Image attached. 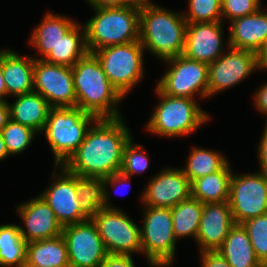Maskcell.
I'll list each match as a JSON object with an SVG mask.
<instances>
[{
    "label": "cell",
    "mask_w": 267,
    "mask_h": 267,
    "mask_svg": "<svg viewBox=\"0 0 267 267\" xmlns=\"http://www.w3.org/2000/svg\"><path fill=\"white\" fill-rule=\"evenodd\" d=\"M122 118H98L64 167L80 177L105 178L119 172L125 145L133 137Z\"/></svg>",
    "instance_id": "6da1fadb"
},
{
    "label": "cell",
    "mask_w": 267,
    "mask_h": 267,
    "mask_svg": "<svg viewBox=\"0 0 267 267\" xmlns=\"http://www.w3.org/2000/svg\"><path fill=\"white\" fill-rule=\"evenodd\" d=\"M183 13L170 11L151 0L140 6L139 41L162 62L183 54L188 24Z\"/></svg>",
    "instance_id": "7a4b0ae2"
},
{
    "label": "cell",
    "mask_w": 267,
    "mask_h": 267,
    "mask_svg": "<svg viewBox=\"0 0 267 267\" xmlns=\"http://www.w3.org/2000/svg\"><path fill=\"white\" fill-rule=\"evenodd\" d=\"M72 68L76 107L97 118H120L119 104L124 97L109 82L93 53H88Z\"/></svg>",
    "instance_id": "3957f363"
},
{
    "label": "cell",
    "mask_w": 267,
    "mask_h": 267,
    "mask_svg": "<svg viewBox=\"0 0 267 267\" xmlns=\"http://www.w3.org/2000/svg\"><path fill=\"white\" fill-rule=\"evenodd\" d=\"M92 9L95 15L84 25L89 53L139 40L140 6Z\"/></svg>",
    "instance_id": "277c9868"
},
{
    "label": "cell",
    "mask_w": 267,
    "mask_h": 267,
    "mask_svg": "<svg viewBox=\"0 0 267 267\" xmlns=\"http://www.w3.org/2000/svg\"><path fill=\"white\" fill-rule=\"evenodd\" d=\"M154 89L160 101L146 123L149 133L165 138L185 137L210 120L197 100L166 95L156 85Z\"/></svg>",
    "instance_id": "5b68a950"
},
{
    "label": "cell",
    "mask_w": 267,
    "mask_h": 267,
    "mask_svg": "<svg viewBox=\"0 0 267 267\" xmlns=\"http://www.w3.org/2000/svg\"><path fill=\"white\" fill-rule=\"evenodd\" d=\"M97 119L78 107L50 108L41 133L51 147L55 166H64L70 160Z\"/></svg>",
    "instance_id": "8992f818"
},
{
    "label": "cell",
    "mask_w": 267,
    "mask_h": 267,
    "mask_svg": "<svg viewBox=\"0 0 267 267\" xmlns=\"http://www.w3.org/2000/svg\"><path fill=\"white\" fill-rule=\"evenodd\" d=\"M144 52L140 41L98 49L99 60L109 82L126 97L145 76Z\"/></svg>",
    "instance_id": "52a82bcc"
},
{
    "label": "cell",
    "mask_w": 267,
    "mask_h": 267,
    "mask_svg": "<svg viewBox=\"0 0 267 267\" xmlns=\"http://www.w3.org/2000/svg\"><path fill=\"white\" fill-rule=\"evenodd\" d=\"M142 216L143 224L139 227L147 263L152 267L171 266L177 247L171 208L145 206Z\"/></svg>",
    "instance_id": "ba28073f"
},
{
    "label": "cell",
    "mask_w": 267,
    "mask_h": 267,
    "mask_svg": "<svg viewBox=\"0 0 267 267\" xmlns=\"http://www.w3.org/2000/svg\"><path fill=\"white\" fill-rule=\"evenodd\" d=\"M169 67L156 86L166 95L195 99L208 98V64L183 54L164 61Z\"/></svg>",
    "instance_id": "9c48e42d"
},
{
    "label": "cell",
    "mask_w": 267,
    "mask_h": 267,
    "mask_svg": "<svg viewBox=\"0 0 267 267\" xmlns=\"http://www.w3.org/2000/svg\"><path fill=\"white\" fill-rule=\"evenodd\" d=\"M91 219L108 254H142L140 227L124 210L103 208Z\"/></svg>",
    "instance_id": "30bf717a"
},
{
    "label": "cell",
    "mask_w": 267,
    "mask_h": 267,
    "mask_svg": "<svg viewBox=\"0 0 267 267\" xmlns=\"http://www.w3.org/2000/svg\"><path fill=\"white\" fill-rule=\"evenodd\" d=\"M229 206L235 224L267 213V174L260 171L248 174L232 173Z\"/></svg>",
    "instance_id": "8fae6325"
},
{
    "label": "cell",
    "mask_w": 267,
    "mask_h": 267,
    "mask_svg": "<svg viewBox=\"0 0 267 267\" xmlns=\"http://www.w3.org/2000/svg\"><path fill=\"white\" fill-rule=\"evenodd\" d=\"M226 51L208 64V98L239 85L251 73L261 70L256 53L230 46Z\"/></svg>",
    "instance_id": "7c38bea8"
},
{
    "label": "cell",
    "mask_w": 267,
    "mask_h": 267,
    "mask_svg": "<svg viewBox=\"0 0 267 267\" xmlns=\"http://www.w3.org/2000/svg\"><path fill=\"white\" fill-rule=\"evenodd\" d=\"M33 91L43 96L51 107H76L70 66L34 59Z\"/></svg>",
    "instance_id": "4fadbf2b"
},
{
    "label": "cell",
    "mask_w": 267,
    "mask_h": 267,
    "mask_svg": "<svg viewBox=\"0 0 267 267\" xmlns=\"http://www.w3.org/2000/svg\"><path fill=\"white\" fill-rule=\"evenodd\" d=\"M62 236L67 244L70 267H98L108 255L91 218L64 226Z\"/></svg>",
    "instance_id": "5bb4252c"
},
{
    "label": "cell",
    "mask_w": 267,
    "mask_h": 267,
    "mask_svg": "<svg viewBox=\"0 0 267 267\" xmlns=\"http://www.w3.org/2000/svg\"><path fill=\"white\" fill-rule=\"evenodd\" d=\"M57 168L60 169L58 173ZM51 180L52 184L39 195L54 211L58 222L64 227L87 220L78 203L76 175L64 166H54Z\"/></svg>",
    "instance_id": "9a60e30c"
},
{
    "label": "cell",
    "mask_w": 267,
    "mask_h": 267,
    "mask_svg": "<svg viewBox=\"0 0 267 267\" xmlns=\"http://www.w3.org/2000/svg\"><path fill=\"white\" fill-rule=\"evenodd\" d=\"M147 182L142 192L144 206L172 208L191 196V183L181 168H164Z\"/></svg>",
    "instance_id": "2e32d148"
},
{
    "label": "cell",
    "mask_w": 267,
    "mask_h": 267,
    "mask_svg": "<svg viewBox=\"0 0 267 267\" xmlns=\"http://www.w3.org/2000/svg\"><path fill=\"white\" fill-rule=\"evenodd\" d=\"M223 25L222 21L187 24L183 55L207 64L216 61L225 52L224 45L229 47L228 39L223 44Z\"/></svg>",
    "instance_id": "e0dca14e"
},
{
    "label": "cell",
    "mask_w": 267,
    "mask_h": 267,
    "mask_svg": "<svg viewBox=\"0 0 267 267\" xmlns=\"http://www.w3.org/2000/svg\"><path fill=\"white\" fill-rule=\"evenodd\" d=\"M16 208L25 227L19 225L20 233L27 243L62 235L63 226L40 195L19 204Z\"/></svg>",
    "instance_id": "ac0fdd59"
},
{
    "label": "cell",
    "mask_w": 267,
    "mask_h": 267,
    "mask_svg": "<svg viewBox=\"0 0 267 267\" xmlns=\"http://www.w3.org/2000/svg\"><path fill=\"white\" fill-rule=\"evenodd\" d=\"M234 224L228 201L205 203L196 239L199 252L218 250Z\"/></svg>",
    "instance_id": "d6986e66"
},
{
    "label": "cell",
    "mask_w": 267,
    "mask_h": 267,
    "mask_svg": "<svg viewBox=\"0 0 267 267\" xmlns=\"http://www.w3.org/2000/svg\"><path fill=\"white\" fill-rule=\"evenodd\" d=\"M229 24V46L258 55L267 40V12L261 8L253 14L236 18Z\"/></svg>",
    "instance_id": "ffe728a7"
},
{
    "label": "cell",
    "mask_w": 267,
    "mask_h": 267,
    "mask_svg": "<svg viewBox=\"0 0 267 267\" xmlns=\"http://www.w3.org/2000/svg\"><path fill=\"white\" fill-rule=\"evenodd\" d=\"M2 74L7 88V97L33 92V56H21L12 48L3 49Z\"/></svg>",
    "instance_id": "44dd1931"
},
{
    "label": "cell",
    "mask_w": 267,
    "mask_h": 267,
    "mask_svg": "<svg viewBox=\"0 0 267 267\" xmlns=\"http://www.w3.org/2000/svg\"><path fill=\"white\" fill-rule=\"evenodd\" d=\"M31 32L29 44L36 49L38 57L44 59L60 42L63 37L78 23L65 15L54 14L48 11L46 15ZM38 51V52H37Z\"/></svg>",
    "instance_id": "7402d4cb"
},
{
    "label": "cell",
    "mask_w": 267,
    "mask_h": 267,
    "mask_svg": "<svg viewBox=\"0 0 267 267\" xmlns=\"http://www.w3.org/2000/svg\"><path fill=\"white\" fill-rule=\"evenodd\" d=\"M14 99V103H9L10 119L41 133L51 108L47 100L34 91L15 96Z\"/></svg>",
    "instance_id": "603a6c76"
},
{
    "label": "cell",
    "mask_w": 267,
    "mask_h": 267,
    "mask_svg": "<svg viewBox=\"0 0 267 267\" xmlns=\"http://www.w3.org/2000/svg\"><path fill=\"white\" fill-rule=\"evenodd\" d=\"M24 265L70 267L67 244L63 236L28 242Z\"/></svg>",
    "instance_id": "cb8c5ba5"
},
{
    "label": "cell",
    "mask_w": 267,
    "mask_h": 267,
    "mask_svg": "<svg viewBox=\"0 0 267 267\" xmlns=\"http://www.w3.org/2000/svg\"><path fill=\"white\" fill-rule=\"evenodd\" d=\"M231 267H260L246 229L242 224H234L218 249Z\"/></svg>",
    "instance_id": "d4e9b609"
},
{
    "label": "cell",
    "mask_w": 267,
    "mask_h": 267,
    "mask_svg": "<svg viewBox=\"0 0 267 267\" xmlns=\"http://www.w3.org/2000/svg\"><path fill=\"white\" fill-rule=\"evenodd\" d=\"M232 173L228 162L220 171L194 180L191 183V196L203 204L228 201Z\"/></svg>",
    "instance_id": "484cf974"
},
{
    "label": "cell",
    "mask_w": 267,
    "mask_h": 267,
    "mask_svg": "<svg viewBox=\"0 0 267 267\" xmlns=\"http://www.w3.org/2000/svg\"><path fill=\"white\" fill-rule=\"evenodd\" d=\"M88 53L84 24L78 22L43 60L73 67Z\"/></svg>",
    "instance_id": "4316f807"
},
{
    "label": "cell",
    "mask_w": 267,
    "mask_h": 267,
    "mask_svg": "<svg viewBox=\"0 0 267 267\" xmlns=\"http://www.w3.org/2000/svg\"><path fill=\"white\" fill-rule=\"evenodd\" d=\"M203 207L202 202L190 196L171 208L173 232L177 241L186 237L196 241Z\"/></svg>",
    "instance_id": "83f0119b"
},
{
    "label": "cell",
    "mask_w": 267,
    "mask_h": 267,
    "mask_svg": "<svg viewBox=\"0 0 267 267\" xmlns=\"http://www.w3.org/2000/svg\"><path fill=\"white\" fill-rule=\"evenodd\" d=\"M26 245L19 225H0V267H22L26 263Z\"/></svg>",
    "instance_id": "f1b7e54d"
},
{
    "label": "cell",
    "mask_w": 267,
    "mask_h": 267,
    "mask_svg": "<svg viewBox=\"0 0 267 267\" xmlns=\"http://www.w3.org/2000/svg\"><path fill=\"white\" fill-rule=\"evenodd\" d=\"M192 148L185 168H181L190 183L200 177L220 171L229 162L221 152L198 146Z\"/></svg>",
    "instance_id": "f546056e"
},
{
    "label": "cell",
    "mask_w": 267,
    "mask_h": 267,
    "mask_svg": "<svg viewBox=\"0 0 267 267\" xmlns=\"http://www.w3.org/2000/svg\"><path fill=\"white\" fill-rule=\"evenodd\" d=\"M76 190L80 210L87 218L105 208L103 178L76 175Z\"/></svg>",
    "instance_id": "4dcf8cb0"
},
{
    "label": "cell",
    "mask_w": 267,
    "mask_h": 267,
    "mask_svg": "<svg viewBox=\"0 0 267 267\" xmlns=\"http://www.w3.org/2000/svg\"><path fill=\"white\" fill-rule=\"evenodd\" d=\"M6 150L10 155L21 154L39 134L33 128L14 122L11 119L1 130Z\"/></svg>",
    "instance_id": "1f68e13d"
},
{
    "label": "cell",
    "mask_w": 267,
    "mask_h": 267,
    "mask_svg": "<svg viewBox=\"0 0 267 267\" xmlns=\"http://www.w3.org/2000/svg\"><path fill=\"white\" fill-rule=\"evenodd\" d=\"M222 0H188V10L183 14L188 24L222 21Z\"/></svg>",
    "instance_id": "d6a6232c"
},
{
    "label": "cell",
    "mask_w": 267,
    "mask_h": 267,
    "mask_svg": "<svg viewBox=\"0 0 267 267\" xmlns=\"http://www.w3.org/2000/svg\"><path fill=\"white\" fill-rule=\"evenodd\" d=\"M260 262L267 260V213L242 223Z\"/></svg>",
    "instance_id": "836d02e7"
},
{
    "label": "cell",
    "mask_w": 267,
    "mask_h": 267,
    "mask_svg": "<svg viewBox=\"0 0 267 267\" xmlns=\"http://www.w3.org/2000/svg\"><path fill=\"white\" fill-rule=\"evenodd\" d=\"M149 157L146 155L145 147L136 144L132 137L125 145L121 172L127 176H135L144 172L149 167Z\"/></svg>",
    "instance_id": "e575fe53"
},
{
    "label": "cell",
    "mask_w": 267,
    "mask_h": 267,
    "mask_svg": "<svg viewBox=\"0 0 267 267\" xmlns=\"http://www.w3.org/2000/svg\"><path fill=\"white\" fill-rule=\"evenodd\" d=\"M262 0H222L221 16L222 22L248 16L262 8Z\"/></svg>",
    "instance_id": "d590c367"
},
{
    "label": "cell",
    "mask_w": 267,
    "mask_h": 267,
    "mask_svg": "<svg viewBox=\"0 0 267 267\" xmlns=\"http://www.w3.org/2000/svg\"><path fill=\"white\" fill-rule=\"evenodd\" d=\"M131 176H127L123 174L121 171L113 173L112 175L103 178V187H104V206L105 208H111V209H117V207H114L111 203H109L110 195L108 189L110 187L117 189L118 186H128L129 183H131ZM110 186V187H109ZM125 186V187H126ZM129 187V186H128ZM120 188V187H119ZM112 205V206H111Z\"/></svg>",
    "instance_id": "8d00e7d4"
},
{
    "label": "cell",
    "mask_w": 267,
    "mask_h": 267,
    "mask_svg": "<svg viewBox=\"0 0 267 267\" xmlns=\"http://www.w3.org/2000/svg\"><path fill=\"white\" fill-rule=\"evenodd\" d=\"M200 267H231L218 250L200 252Z\"/></svg>",
    "instance_id": "74e56055"
},
{
    "label": "cell",
    "mask_w": 267,
    "mask_h": 267,
    "mask_svg": "<svg viewBox=\"0 0 267 267\" xmlns=\"http://www.w3.org/2000/svg\"><path fill=\"white\" fill-rule=\"evenodd\" d=\"M98 267H136L132 255L108 254Z\"/></svg>",
    "instance_id": "f35d334b"
},
{
    "label": "cell",
    "mask_w": 267,
    "mask_h": 267,
    "mask_svg": "<svg viewBox=\"0 0 267 267\" xmlns=\"http://www.w3.org/2000/svg\"><path fill=\"white\" fill-rule=\"evenodd\" d=\"M91 8L124 7L127 5L141 6L147 0H85Z\"/></svg>",
    "instance_id": "ab89813d"
},
{
    "label": "cell",
    "mask_w": 267,
    "mask_h": 267,
    "mask_svg": "<svg viewBox=\"0 0 267 267\" xmlns=\"http://www.w3.org/2000/svg\"><path fill=\"white\" fill-rule=\"evenodd\" d=\"M260 172L267 174V122L265 123L261 139L257 149Z\"/></svg>",
    "instance_id": "60d3db41"
},
{
    "label": "cell",
    "mask_w": 267,
    "mask_h": 267,
    "mask_svg": "<svg viewBox=\"0 0 267 267\" xmlns=\"http://www.w3.org/2000/svg\"><path fill=\"white\" fill-rule=\"evenodd\" d=\"M253 99H255L253 102L256 107L255 109H257L260 114L267 116V82L263 84L262 87H260L256 92H254Z\"/></svg>",
    "instance_id": "b9f144b4"
},
{
    "label": "cell",
    "mask_w": 267,
    "mask_h": 267,
    "mask_svg": "<svg viewBox=\"0 0 267 267\" xmlns=\"http://www.w3.org/2000/svg\"><path fill=\"white\" fill-rule=\"evenodd\" d=\"M10 120V107L7 100L0 99V131Z\"/></svg>",
    "instance_id": "7bdbcfd3"
},
{
    "label": "cell",
    "mask_w": 267,
    "mask_h": 267,
    "mask_svg": "<svg viewBox=\"0 0 267 267\" xmlns=\"http://www.w3.org/2000/svg\"><path fill=\"white\" fill-rule=\"evenodd\" d=\"M7 88L2 74V50H0V99L6 100Z\"/></svg>",
    "instance_id": "ee69618b"
},
{
    "label": "cell",
    "mask_w": 267,
    "mask_h": 267,
    "mask_svg": "<svg viewBox=\"0 0 267 267\" xmlns=\"http://www.w3.org/2000/svg\"><path fill=\"white\" fill-rule=\"evenodd\" d=\"M259 65L261 69L267 70V40L262 50L258 54Z\"/></svg>",
    "instance_id": "f6af8a7d"
},
{
    "label": "cell",
    "mask_w": 267,
    "mask_h": 267,
    "mask_svg": "<svg viewBox=\"0 0 267 267\" xmlns=\"http://www.w3.org/2000/svg\"><path fill=\"white\" fill-rule=\"evenodd\" d=\"M9 157V154L6 150L5 143L3 141L2 133L0 131V161Z\"/></svg>",
    "instance_id": "bcb514c9"
},
{
    "label": "cell",
    "mask_w": 267,
    "mask_h": 267,
    "mask_svg": "<svg viewBox=\"0 0 267 267\" xmlns=\"http://www.w3.org/2000/svg\"><path fill=\"white\" fill-rule=\"evenodd\" d=\"M260 267H267V260L261 262V266Z\"/></svg>",
    "instance_id": "7dc6e473"
},
{
    "label": "cell",
    "mask_w": 267,
    "mask_h": 267,
    "mask_svg": "<svg viewBox=\"0 0 267 267\" xmlns=\"http://www.w3.org/2000/svg\"><path fill=\"white\" fill-rule=\"evenodd\" d=\"M22 267H39V266H33V265H23Z\"/></svg>",
    "instance_id": "c3c4849f"
}]
</instances>
